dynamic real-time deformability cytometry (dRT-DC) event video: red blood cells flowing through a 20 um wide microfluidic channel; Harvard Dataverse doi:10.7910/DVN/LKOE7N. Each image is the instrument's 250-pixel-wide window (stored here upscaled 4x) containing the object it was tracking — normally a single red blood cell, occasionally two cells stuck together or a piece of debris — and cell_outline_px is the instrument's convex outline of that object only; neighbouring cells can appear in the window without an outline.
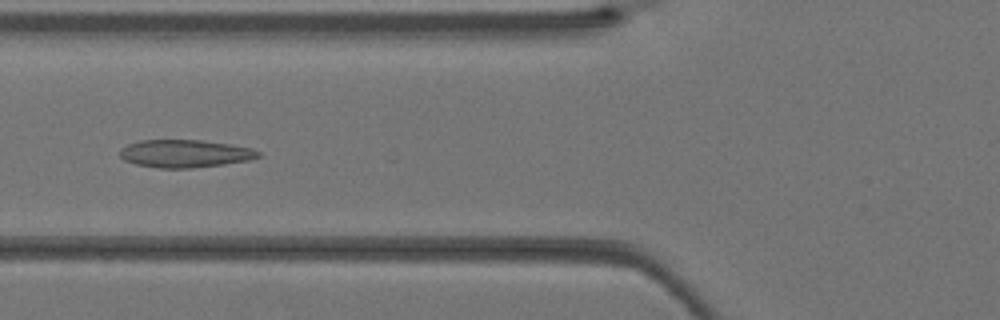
{"species": "Egyptian fruit bat (a non-hibernating species)", "species_latin": "Rousettus aegyptiacus", "temperature_condition": "warm", "stored_images_in_passage": 16, "camera_frame_rate_fps": 3000, "um_per_image_px": 0.085, "animal": {"sex": "female"}, "frame": {"image": 1, "passage_image": 15, "time_ms": 4.667, "image_size_px": [1000, 320], "cell_outline_px": [[260, 156], [248, 160], [224, 164], [192, 168], [160, 168], [136, 164], [124, 160], [120, 156], [120, 148], [128, 144], [140, 140], [204, 140], [252, 148], [260, 152]], "centroid_in_image_um": [15.7, 13.05], "position_along_channel_um": 110.1, "area_um2": 22.31}}